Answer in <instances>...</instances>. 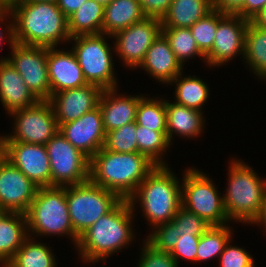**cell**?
<instances>
[{
	"instance_id": "6da1fadb",
	"label": "cell",
	"mask_w": 266,
	"mask_h": 267,
	"mask_svg": "<svg viewBox=\"0 0 266 267\" xmlns=\"http://www.w3.org/2000/svg\"><path fill=\"white\" fill-rule=\"evenodd\" d=\"M9 8L13 13L14 42L57 48L70 41L68 19L56 2L17 1Z\"/></svg>"
},
{
	"instance_id": "7a4b0ae2",
	"label": "cell",
	"mask_w": 266,
	"mask_h": 267,
	"mask_svg": "<svg viewBox=\"0 0 266 267\" xmlns=\"http://www.w3.org/2000/svg\"><path fill=\"white\" fill-rule=\"evenodd\" d=\"M156 166L138 152L116 153L101 148L90 159L89 179L128 200Z\"/></svg>"
},
{
	"instance_id": "3957f363",
	"label": "cell",
	"mask_w": 266,
	"mask_h": 267,
	"mask_svg": "<svg viewBox=\"0 0 266 267\" xmlns=\"http://www.w3.org/2000/svg\"><path fill=\"white\" fill-rule=\"evenodd\" d=\"M134 211L129 201L122 199L109 213L92 224L79 237L76 246L83 261L93 264L103 261L132 242Z\"/></svg>"
},
{
	"instance_id": "277c9868",
	"label": "cell",
	"mask_w": 266,
	"mask_h": 267,
	"mask_svg": "<svg viewBox=\"0 0 266 267\" xmlns=\"http://www.w3.org/2000/svg\"><path fill=\"white\" fill-rule=\"evenodd\" d=\"M174 174L168 164L156 166L128 199L132 208L139 202L152 227L171 222L182 206V185Z\"/></svg>"
},
{
	"instance_id": "5b68a950",
	"label": "cell",
	"mask_w": 266,
	"mask_h": 267,
	"mask_svg": "<svg viewBox=\"0 0 266 267\" xmlns=\"http://www.w3.org/2000/svg\"><path fill=\"white\" fill-rule=\"evenodd\" d=\"M229 165L228 188L223 195L226 214L230 221L250 224L264 203L266 180L243 161L232 159Z\"/></svg>"
},
{
	"instance_id": "8992f818",
	"label": "cell",
	"mask_w": 266,
	"mask_h": 267,
	"mask_svg": "<svg viewBox=\"0 0 266 267\" xmlns=\"http://www.w3.org/2000/svg\"><path fill=\"white\" fill-rule=\"evenodd\" d=\"M26 217L29 237L32 238V234L35 238L51 234L68 235L77 246L79 237L70 221L66 186L39 187Z\"/></svg>"
},
{
	"instance_id": "52a82bcc",
	"label": "cell",
	"mask_w": 266,
	"mask_h": 267,
	"mask_svg": "<svg viewBox=\"0 0 266 267\" xmlns=\"http://www.w3.org/2000/svg\"><path fill=\"white\" fill-rule=\"evenodd\" d=\"M66 200L72 227L80 237L122 199L89 179L80 184L66 186Z\"/></svg>"
},
{
	"instance_id": "ba28073f",
	"label": "cell",
	"mask_w": 266,
	"mask_h": 267,
	"mask_svg": "<svg viewBox=\"0 0 266 267\" xmlns=\"http://www.w3.org/2000/svg\"><path fill=\"white\" fill-rule=\"evenodd\" d=\"M106 34L78 35L71 37L74 52L87 83L104 89L117 88V77L113 66L111 47L105 40Z\"/></svg>"
},
{
	"instance_id": "9c48e42d",
	"label": "cell",
	"mask_w": 266,
	"mask_h": 267,
	"mask_svg": "<svg viewBox=\"0 0 266 267\" xmlns=\"http://www.w3.org/2000/svg\"><path fill=\"white\" fill-rule=\"evenodd\" d=\"M196 168L185 170L182 183V206L203 218L211 226H223L230 220L212 180ZM228 221V222H227Z\"/></svg>"
},
{
	"instance_id": "30bf717a",
	"label": "cell",
	"mask_w": 266,
	"mask_h": 267,
	"mask_svg": "<svg viewBox=\"0 0 266 267\" xmlns=\"http://www.w3.org/2000/svg\"><path fill=\"white\" fill-rule=\"evenodd\" d=\"M51 186L65 187L89 180L90 159L58 131L46 144Z\"/></svg>"
},
{
	"instance_id": "8fae6325",
	"label": "cell",
	"mask_w": 266,
	"mask_h": 267,
	"mask_svg": "<svg viewBox=\"0 0 266 267\" xmlns=\"http://www.w3.org/2000/svg\"><path fill=\"white\" fill-rule=\"evenodd\" d=\"M15 118L11 135L1 136V142H25L45 145L59 131L54 110L49 101L16 110L10 114ZM14 132V134H13Z\"/></svg>"
},
{
	"instance_id": "7c38bea8",
	"label": "cell",
	"mask_w": 266,
	"mask_h": 267,
	"mask_svg": "<svg viewBox=\"0 0 266 267\" xmlns=\"http://www.w3.org/2000/svg\"><path fill=\"white\" fill-rule=\"evenodd\" d=\"M7 61L22 76L31 92L40 100L48 101L51 87L47 67V48L13 42Z\"/></svg>"
},
{
	"instance_id": "4fadbf2b",
	"label": "cell",
	"mask_w": 266,
	"mask_h": 267,
	"mask_svg": "<svg viewBox=\"0 0 266 267\" xmlns=\"http://www.w3.org/2000/svg\"><path fill=\"white\" fill-rule=\"evenodd\" d=\"M161 33V20L146 17L112 36L116 40L113 49L127 67L139 68L147 50Z\"/></svg>"
},
{
	"instance_id": "5bb4252c",
	"label": "cell",
	"mask_w": 266,
	"mask_h": 267,
	"mask_svg": "<svg viewBox=\"0 0 266 267\" xmlns=\"http://www.w3.org/2000/svg\"><path fill=\"white\" fill-rule=\"evenodd\" d=\"M1 155L38 188L51 187L50 162L45 145L1 142Z\"/></svg>"
},
{
	"instance_id": "9a60e30c",
	"label": "cell",
	"mask_w": 266,
	"mask_h": 267,
	"mask_svg": "<svg viewBox=\"0 0 266 267\" xmlns=\"http://www.w3.org/2000/svg\"><path fill=\"white\" fill-rule=\"evenodd\" d=\"M249 20L240 15L218 11V25L213 47L205 55L208 66L223 65L239 54L244 57V36Z\"/></svg>"
},
{
	"instance_id": "2e32d148",
	"label": "cell",
	"mask_w": 266,
	"mask_h": 267,
	"mask_svg": "<svg viewBox=\"0 0 266 267\" xmlns=\"http://www.w3.org/2000/svg\"><path fill=\"white\" fill-rule=\"evenodd\" d=\"M38 187L0 155V212L26 214Z\"/></svg>"
},
{
	"instance_id": "e0dca14e",
	"label": "cell",
	"mask_w": 266,
	"mask_h": 267,
	"mask_svg": "<svg viewBox=\"0 0 266 267\" xmlns=\"http://www.w3.org/2000/svg\"><path fill=\"white\" fill-rule=\"evenodd\" d=\"M59 132L75 148L91 159L104 146L106 131L100 107L80 118L59 125Z\"/></svg>"
},
{
	"instance_id": "ac0fdd59",
	"label": "cell",
	"mask_w": 266,
	"mask_h": 267,
	"mask_svg": "<svg viewBox=\"0 0 266 267\" xmlns=\"http://www.w3.org/2000/svg\"><path fill=\"white\" fill-rule=\"evenodd\" d=\"M102 92L101 87L88 83L52 94L48 101L54 110L58 126L76 120L98 107Z\"/></svg>"
},
{
	"instance_id": "d6986e66",
	"label": "cell",
	"mask_w": 266,
	"mask_h": 267,
	"mask_svg": "<svg viewBox=\"0 0 266 267\" xmlns=\"http://www.w3.org/2000/svg\"><path fill=\"white\" fill-rule=\"evenodd\" d=\"M47 67L51 95L88 84L74 52L47 48Z\"/></svg>"
},
{
	"instance_id": "ffe728a7",
	"label": "cell",
	"mask_w": 266,
	"mask_h": 267,
	"mask_svg": "<svg viewBox=\"0 0 266 267\" xmlns=\"http://www.w3.org/2000/svg\"><path fill=\"white\" fill-rule=\"evenodd\" d=\"M6 59L7 57H3L0 60V102L8 114H11L16 110L31 107L40 100Z\"/></svg>"
},
{
	"instance_id": "44dd1931",
	"label": "cell",
	"mask_w": 266,
	"mask_h": 267,
	"mask_svg": "<svg viewBox=\"0 0 266 267\" xmlns=\"http://www.w3.org/2000/svg\"><path fill=\"white\" fill-rule=\"evenodd\" d=\"M117 88L104 89L99 107L102 113L104 129L107 132L135 122L139 101L144 96H124L116 93Z\"/></svg>"
},
{
	"instance_id": "7402d4cb",
	"label": "cell",
	"mask_w": 266,
	"mask_h": 267,
	"mask_svg": "<svg viewBox=\"0 0 266 267\" xmlns=\"http://www.w3.org/2000/svg\"><path fill=\"white\" fill-rule=\"evenodd\" d=\"M139 67L146 70L157 81L169 85L178 74L183 72V66L162 33L147 50Z\"/></svg>"
},
{
	"instance_id": "603a6c76",
	"label": "cell",
	"mask_w": 266,
	"mask_h": 267,
	"mask_svg": "<svg viewBox=\"0 0 266 267\" xmlns=\"http://www.w3.org/2000/svg\"><path fill=\"white\" fill-rule=\"evenodd\" d=\"M26 214L0 212V264L2 267L14 257L29 237Z\"/></svg>"
},
{
	"instance_id": "cb8c5ba5",
	"label": "cell",
	"mask_w": 266,
	"mask_h": 267,
	"mask_svg": "<svg viewBox=\"0 0 266 267\" xmlns=\"http://www.w3.org/2000/svg\"><path fill=\"white\" fill-rule=\"evenodd\" d=\"M165 100L167 118V138L172 144L173 135L184 137H197L204 130V117L200 110L179 105L173 101Z\"/></svg>"
},
{
	"instance_id": "d4e9b609",
	"label": "cell",
	"mask_w": 266,
	"mask_h": 267,
	"mask_svg": "<svg viewBox=\"0 0 266 267\" xmlns=\"http://www.w3.org/2000/svg\"><path fill=\"white\" fill-rule=\"evenodd\" d=\"M145 18L138 0H113L104 7L102 33L112 38L116 33Z\"/></svg>"
},
{
	"instance_id": "484cf974",
	"label": "cell",
	"mask_w": 266,
	"mask_h": 267,
	"mask_svg": "<svg viewBox=\"0 0 266 267\" xmlns=\"http://www.w3.org/2000/svg\"><path fill=\"white\" fill-rule=\"evenodd\" d=\"M213 10V0H172L162 27L190 28Z\"/></svg>"
},
{
	"instance_id": "4316f807",
	"label": "cell",
	"mask_w": 266,
	"mask_h": 267,
	"mask_svg": "<svg viewBox=\"0 0 266 267\" xmlns=\"http://www.w3.org/2000/svg\"><path fill=\"white\" fill-rule=\"evenodd\" d=\"M70 37L102 33L104 6L87 0L68 18Z\"/></svg>"
},
{
	"instance_id": "83f0119b",
	"label": "cell",
	"mask_w": 266,
	"mask_h": 267,
	"mask_svg": "<svg viewBox=\"0 0 266 267\" xmlns=\"http://www.w3.org/2000/svg\"><path fill=\"white\" fill-rule=\"evenodd\" d=\"M243 59L259 78L266 73V29L259 28L251 21L244 36Z\"/></svg>"
},
{
	"instance_id": "f1b7e54d",
	"label": "cell",
	"mask_w": 266,
	"mask_h": 267,
	"mask_svg": "<svg viewBox=\"0 0 266 267\" xmlns=\"http://www.w3.org/2000/svg\"><path fill=\"white\" fill-rule=\"evenodd\" d=\"M182 73L178 74L170 83L171 85L176 83L175 103L202 111V105H204L209 97V87L197 76L191 77L189 75L182 77Z\"/></svg>"
},
{
	"instance_id": "f546056e",
	"label": "cell",
	"mask_w": 266,
	"mask_h": 267,
	"mask_svg": "<svg viewBox=\"0 0 266 267\" xmlns=\"http://www.w3.org/2000/svg\"><path fill=\"white\" fill-rule=\"evenodd\" d=\"M28 237L5 267H56L51 248Z\"/></svg>"
},
{
	"instance_id": "4dcf8cb0",
	"label": "cell",
	"mask_w": 266,
	"mask_h": 267,
	"mask_svg": "<svg viewBox=\"0 0 266 267\" xmlns=\"http://www.w3.org/2000/svg\"><path fill=\"white\" fill-rule=\"evenodd\" d=\"M162 34L182 66L187 59L194 56L203 57L205 62V54L198 48L189 28L162 27Z\"/></svg>"
},
{
	"instance_id": "1f68e13d",
	"label": "cell",
	"mask_w": 266,
	"mask_h": 267,
	"mask_svg": "<svg viewBox=\"0 0 266 267\" xmlns=\"http://www.w3.org/2000/svg\"><path fill=\"white\" fill-rule=\"evenodd\" d=\"M137 152L146 155L157 166H166L162 160L164 153L170 146L167 132L152 131L137 125L136 128Z\"/></svg>"
},
{
	"instance_id": "d6a6232c",
	"label": "cell",
	"mask_w": 266,
	"mask_h": 267,
	"mask_svg": "<svg viewBox=\"0 0 266 267\" xmlns=\"http://www.w3.org/2000/svg\"><path fill=\"white\" fill-rule=\"evenodd\" d=\"M232 230L227 225L210 226L199 239L196 262L219 258L229 240Z\"/></svg>"
},
{
	"instance_id": "836d02e7",
	"label": "cell",
	"mask_w": 266,
	"mask_h": 267,
	"mask_svg": "<svg viewBox=\"0 0 266 267\" xmlns=\"http://www.w3.org/2000/svg\"><path fill=\"white\" fill-rule=\"evenodd\" d=\"M135 122L152 131L167 132L165 100L143 97L137 107Z\"/></svg>"
},
{
	"instance_id": "e575fe53",
	"label": "cell",
	"mask_w": 266,
	"mask_h": 267,
	"mask_svg": "<svg viewBox=\"0 0 266 267\" xmlns=\"http://www.w3.org/2000/svg\"><path fill=\"white\" fill-rule=\"evenodd\" d=\"M136 128L133 122L107 132L103 149L116 153L137 152Z\"/></svg>"
},
{
	"instance_id": "d590c367",
	"label": "cell",
	"mask_w": 266,
	"mask_h": 267,
	"mask_svg": "<svg viewBox=\"0 0 266 267\" xmlns=\"http://www.w3.org/2000/svg\"><path fill=\"white\" fill-rule=\"evenodd\" d=\"M218 25V10L213 9L199 19L189 29L196 40L198 48L206 55L213 47L215 32Z\"/></svg>"
},
{
	"instance_id": "8d00e7d4",
	"label": "cell",
	"mask_w": 266,
	"mask_h": 267,
	"mask_svg": "<svg viewBox=\"0 0 266 267\" xmlns=\"http://www.w3.org/2000/svg\"><path fill=\"white\" fill-rule=\"evenodd\" d=\"M177 227V234L201 236L211 225L197 214H193L183 206L178 209L171 221Z\"/></svg>"
},
{
	"instance_id": "74e56055",
	"label": "cell",
	"mask_w": 266,
	"mask_h": 267,
	"mask_svg": "<svg viewBox=\"0 0 266 267\" xmlns=\"http://www.w3.org/2000/svg\"><path fill=\"white\" fill-rule=\"evenodd\" d=\"M155 231L147 236L146 242L155 250L170 252L177 244V227L172 222H167L154 226Z\"/></svg>"
},
{
	"instance_id": "f35d334b",
	"label": "cell",
	"mask_w": 266,
	"mask_h": 267,
	"mask_svg": "<svg viewBox=\"0 0 266 267\" xmlns=\"http://www.w3.org/2000/svg\"><path fill=\"white\" fill-rule=\"evenodd\" d=\"M138 267H178L179 264L169 252L155 250L146 241L144 242Z\"/></svg>"
},
{
	"instance_id": "ab89813d",
	"label": "cell",
	"mask_w": 266,
	"mask_h": 267,
	"mask_svg": "<svg viewBox=\"0 0 266 267\" xmlns=\"http://www.w3.org/2000/svg\"><path fill=\"white\" fill-rule=\"evenodd\" d=\"M229 240L220 257V267H255L253 256L245 249L230 246Z\"/></svg>"
},
{
	"instance_id": "60d3db41",
	"label": "cell",
	"mask_w": 266,
	"mask_h": 267,
	"mask_svg": "<svg viewBox=\"0 0 266 267\" xmlns=\"http://www.w3.org/2000/svg\"><path fill=\"white\" fill-rule=\"evenodd\" d=\"M200 236L194 235H181L178 238L177 244L169 252V254L179 263L180 258L196 262L197 246Z\"/></svg>"
},
{
	"instance_id": "b9f144b4",
	"label": "cell",
	"mask_w": 266,
	"mask_h": 267,
	"mask_svg": "<svg viewBox=\"0 0 266 267\" xmlns=\"http://www.w3.org/2000/svg\"><path fill=\"white\" fill-rule=\"evenodd\" d=\"M148 18L162 19L168 12L172 0H138Z\"/></svg>"
},
{
	"instance_id": "7bdbcfd3",
	"label": "cell",
	"mask_w": 266,
	"mask_h": 267,
	"mask_svg": "<svg viewBox=\"0 0 266 267\" xmlns=\"http://www.w3.org/2000/svg\"><path fill=\"white\" fill-rule=\"evenodd\" d=\"M243 3L244 0H213V9L243 18Z\"/></svg>"
},
{
	"instance_id": "ee69618b",
	"label": "cell",
	"mask_w": 266,
	"mask_h": 267,
	"mask_svg": "<svg viewBox=\"0 0 266 267\" xmlns=\"http://www.w3.org/2000/svg\"><path fill=\"white\" fill-rule=\"evenodd\" d=\"M266 6V0H244L243 18L251 21Z\"/></svg>"
},
{
	"instance_id": "f6af8a7d",
	"label": "cell",
	"mask_w": 266,
	"mask_h": 267,
	"mask_svg": "<svg viewBox=\"0 0 266 267\" xmlns=\"http://www.w3.org/2000/svg\"><path fill=\"white\" fill-rule=\"evenodd\" d=\"M8 15H10V16H8ZM9 18H8V17ZM7 18L8 19H11V20H9V21H11L10 22V24L9 25H7L5 28V30L3 31V28L2 27H0V46H1V43H2V41L4 40V33L7 31V35H8V37H6L8 40V42H9V45H12L13 44V42H14V39H13V13H12V11H11V9L9 8V7H5L1 12H0V24L2 23V21H3V23H4V21L5 20H7ZM8 29V30H7Z\"/></svg>"
},
{
	"instance_id": "bcb514c9",
	"label": "cell",
	"mask_w": 266,
	"mask_h": 267,
	"mask_svg": "<svg viewBox=\"0 0 266 267\" xmlns=\"http://www.w3.org/2000/svg\"><path fill=\"white\" fill-rule=\"evenodd\" d=\"M86 1L87 0H57L56 3L59 9L68 18Z\"/></svg>"
},
{
	"instance_id": "7dc6e473",
	"label": "cell",
	"mask_w": 266,
	"mask_h": 267,
	"mask_svg": "<svg viewBox=\"0 0 266 267\" xmlns=\"http://www.w3.org/2000/svg\"><path fill=\"white\" fill-rule=\"evenodd\" d=\"M251 22L259 28L266 29V6L254 16Z\"/></svg>"
},
{
	"instance_id": "c3c4849f",
	"label": "cell",
	"mask_w": 266,
	"mask_h": 267,
	"mask_svg": "<svg viewBox=\"0 0 266 267\" xmlns=\"http://www.w3.org/2000/svg\"><path fill=\"white\" fill-rule=\"evenodd\" d=\"M256 224L257 226L259 224H263V228L266 230V197L264 199V203L262 204L261 210L259 212V215L254 219V221L251 224ZM266 232V231H265Z\"/></svg>"
},
{
	"instance_id": "681fc988",
	"label": "cell",
	"mask_w": 266,
	"mask_h": 267,
	"mask_svg": "<svg viewBox=\"0 0 266 267\" xmlns=\"http://www.w3.org/2000/svg\"><path fill=\"white\" fill-rule=\"evenodd\" d=\"M5 7H10L13 3L20 0H0Z\"/></svg>"
},
{
	"instance_id": "f907efd6",
	"label": "cell",
	"mask_w": 266,
	"mask_h": 267,
	"mask_svg": "<svg viewBox=\"0 0 266 267\" xmlns=\"http://www.w3.org/2000/svg\"><path fill=\"white\" fill-rule=\"evenodd\" d=\"M95 1L105 7L106 5L110 4L113 0H95Z\"/></svg>"
},
{
	"instance_id": "816d5d0a",
	"label": "cell",
	"mask_w": 266,
	"mask_h": 267,
	"mask_svg": "<svg viewBox=\"0 0 266 267\" xmlns=\"http://www.w3.org/2000/svg\"><path fill=\"white\" fill-rule=\"evenodd\" d=\"M20 1H30V2H56L57 0H20Z\"/></svg>"
},
{
	"instance_id": "f5cc1de1",
	"label": "cell",
	"mask_w": 266,
	"mask_h": 267,
	"mask_svg": "<svg viewBox=\"0 0 266 267\" xmlns=\"http://www.w3.org/2000/svg\"><path fill=\"white\" fill-rule=\"evenodd\" d=\"M5 8V6L3 5V3L0 1V12Z\"/></svg>"
},
{
	"instance_id": "db71d44e",
	"label": "cell",
	"mask_w": 266,
	"mask_h": 267,
	"mask_svg": "<svg viewBox=\"0 0 266 267\" xmlns=\"http://www.w3.org/2000/svg\"><path fill=\"white\" fill-rule=\"evenodd\" d=\"M260 79L265 80L266 79V73Z\"/></svg>"
},
{
	"instance_id": "11a10c76",
	"label": "cell",
	"mask_w": 266,
	"mask_h": 267,
	"mask_svg": "<svg viewBox=\"0 0 266 267\" xmlns=\"http://www.w3.org/2000/svg\"><path fill=\"white\" fill-rule=\"evenodd\" d=\"M0 155H1V136H0Z\"/></svg>"
}]
</instances>
